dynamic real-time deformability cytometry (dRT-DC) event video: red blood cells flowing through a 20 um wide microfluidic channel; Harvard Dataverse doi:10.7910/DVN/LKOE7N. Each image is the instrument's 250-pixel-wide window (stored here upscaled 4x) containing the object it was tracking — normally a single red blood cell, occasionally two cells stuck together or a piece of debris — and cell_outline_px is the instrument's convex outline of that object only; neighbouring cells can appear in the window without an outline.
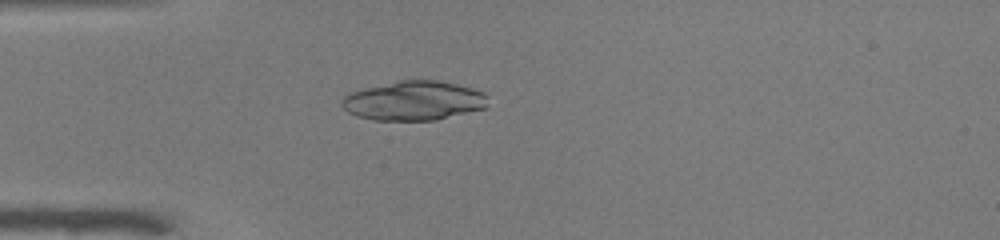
{"species": "common noctule bat (a hibernating species)", "species_latin": "Nyctalus noctula", "temperature_condition": "warm", "stored_images_in_passage": 51, "camera_frame_rate_fps": 3000, "um_per_image_px": 0.085, "animal": {"sex": "male", "body_mass_g": 19.0, "forearm_length_mm": 50.8}, "frame": {"image": 1, "passage_image": 15, "time_ms": 4.667, "image_size_px": [1000, 240], "cell_outline_px": [[488, 108], [436, 120], [376, 120], [356, 116], [348, 112], [340, 104], [340, 100], [344, 96], [352, 92], [364, 88], [396, 80], [436, 80], [456, 84], [472, 88], [484, 92], [488, 96]], "centroid_in_image_um": [35.2, 8.56], "position_along_channel_um": 49.8, "area_um2": 33.81}}
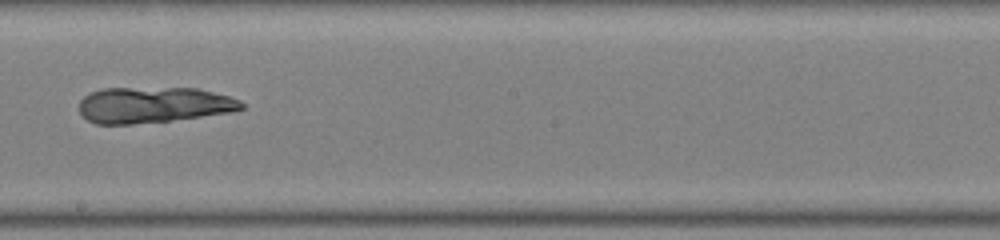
{"frame": {"image": 2, "passage_image": 30, "time_ms": 9.667, "image_size_px": [1000, 240], "cell_outline_px": [[244, 108], [232, 112], [168, 120], [132, 124], [96, 124], [88, 120], [80, 112], [80, 100], [84, 96], [100, 88], [196, 88], [228, 96], [240, 100], [244, 104]], "centroid_in_image_um": [13.03, 8.91], "position_along_channel_um": 235.2, "area_um2": 33.7}}
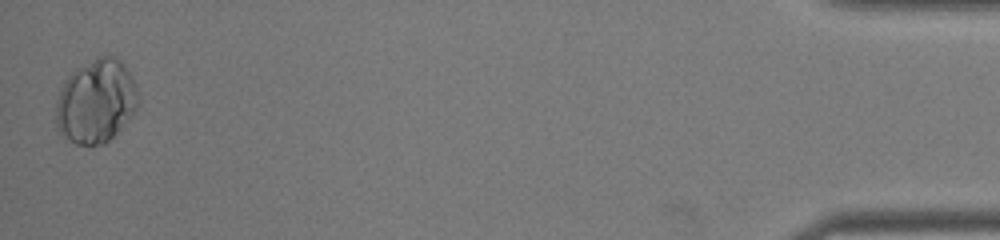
{"frame": {"image": 3, "passage_image": 51, "time_ms": 16.667, "image_size_px": [1000, 240], "cell_outline_px": [[136, 108], [120, 128], [104, 144], [76, 144], [56, 128], [56, 100], [64, 80], [76, 68], [96, 56], [104, 52], [116, 56], [124, 64], [132, 76], [136, 88]], "centroid_in_image_um": [8.14, 8.54], "position_along_channel_um": 427.1, "area_um2": 39.88}}